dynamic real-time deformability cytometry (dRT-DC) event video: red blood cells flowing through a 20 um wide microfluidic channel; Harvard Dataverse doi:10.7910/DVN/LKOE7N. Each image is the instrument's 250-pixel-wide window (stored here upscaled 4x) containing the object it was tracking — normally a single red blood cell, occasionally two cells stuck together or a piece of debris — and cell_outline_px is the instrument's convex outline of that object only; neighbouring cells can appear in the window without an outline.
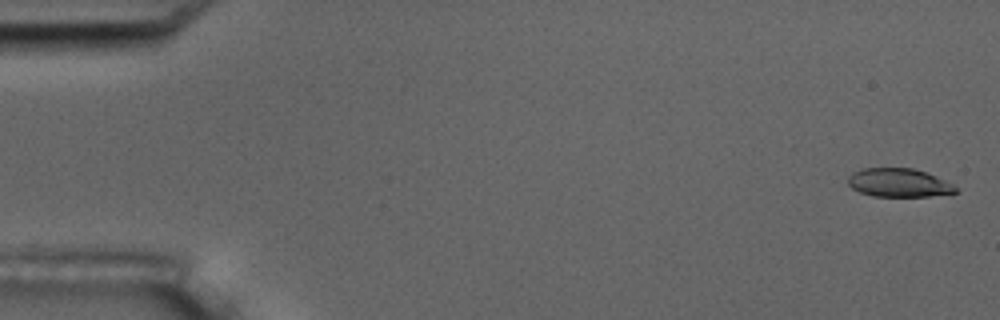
{"species": "common noctule bat (a hibernating species)", "species_latin": "Nyctalus noctula", "temperature_condition": "room temperature", "stored_images_in_passage": 5, "camera_frame_rate_fps": 3000, "um_per_image_px": 0.085, "animal": {"sex": "male", "body_mass_g": 17.5, "forearm_length_mm": 52.3}, "frame": {"image": 1, "passage_image": 1, "time_ms": 0.0, "image_size_px": [1000, 320], "cell_outline_px": [[956, 192], [928, 196], [872, 196], [860, 192], [852, 188], [848, 184], [848, 176], [852, 172], [864, 168], [912, 168], [936, 176], [952, 184], [956, 188]], "centroid_in_image_um": [76.34, 15.53], "position_along_channel_um": 8.7, "area_um2": 17.69}}